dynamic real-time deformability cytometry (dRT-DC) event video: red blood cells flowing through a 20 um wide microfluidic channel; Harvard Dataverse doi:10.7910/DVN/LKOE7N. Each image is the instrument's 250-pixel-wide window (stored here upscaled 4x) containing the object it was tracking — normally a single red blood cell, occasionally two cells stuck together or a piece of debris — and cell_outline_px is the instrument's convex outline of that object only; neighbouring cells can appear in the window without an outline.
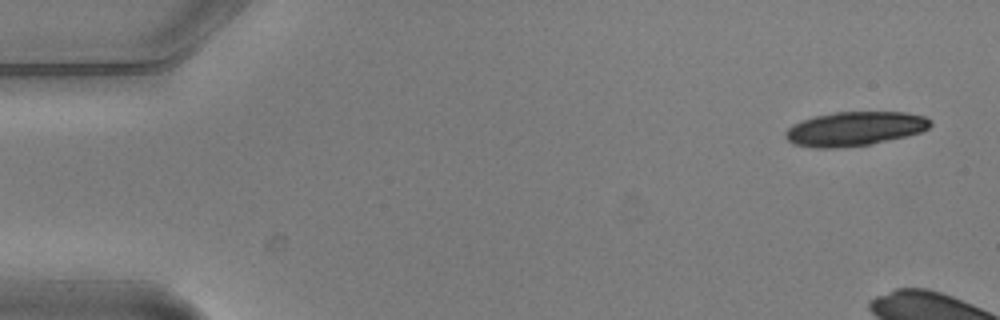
{"species": "common noctule bat (a hibernating species)", "species_latin": "Nyctalus noctula", "temperature_condition": "warm", "stored_images_in_passage": 5, "camera_frame_rate_fps": 3000, "um_per_image_px": 0.085, "animal": {"sex": "male", "body_mass_g": 20.5, "forearm_length_mm": 52.5}, "frame": {"image": 1, "passage_image": 1, "time_ms": 0.0, "image_size_px": [1000, 320], "cell_outline_px": [[932, 124], [928, 128], [920, 132], [908, 136], [868, 144], [840, 148], [816, 148], [792, 144], [784, 136], [784, 132], [792, 124], [800, 120], [816, 116], [836, 112], [904, 112], [924, 116], [932, 120]], "centroid_in_image_um": [72.63, 10.94], "position_along_channel_um": 12.4, "area_um2": 28.96}}